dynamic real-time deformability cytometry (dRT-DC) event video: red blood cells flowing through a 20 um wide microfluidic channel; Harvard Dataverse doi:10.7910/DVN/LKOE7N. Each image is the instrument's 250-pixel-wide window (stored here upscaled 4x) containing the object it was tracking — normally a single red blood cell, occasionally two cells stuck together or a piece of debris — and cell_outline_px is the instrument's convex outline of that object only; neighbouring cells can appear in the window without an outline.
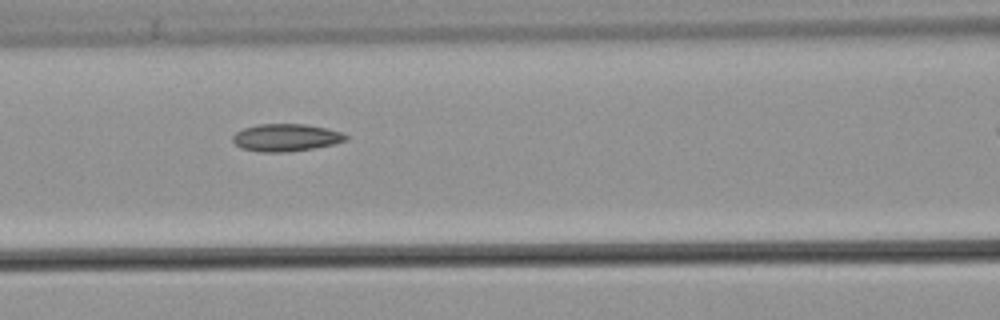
{"species": "common noctule bat (a hibernating species)", "species_latin": "Nyctalus noctula", "temperature_condition": "warm", "stored_images_in_passage": 32, "camera_frame_rate_fps": 3000, "um_per_image_px": 0.085, "animal": {"sex": "male", "body_mass_g": 21.5, "forearm_length_mm": 52.0}, "frame": {"image": 1, "passage_image": 10, "time_ms": 3.0, "image_size_px": [1000, 320], "cell_outline_px": [[348, 140], [336, 144], [312, 148], [284, 152], [260, 152], [240, 148], [232, 140], [232, 136], [236, 132], [244, 128], [256, 124], [304, 124], [328, 128], [340, 132], [348, 136]], "centroid_in_image_um": [24.31, 11.69], "position_along_channel_um": 142.3, "area_um2": 18.15}}
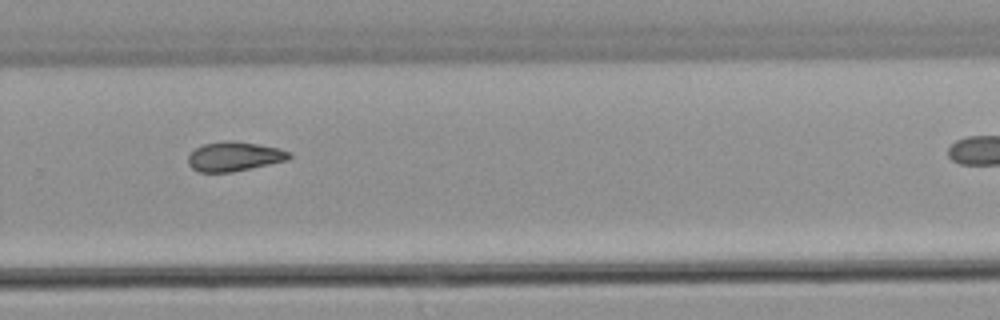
{"frame": {"image": 2, "passage_image": 23, "time_ms": 7.333, "image_size_px": [1000, 320], "cell_outline_px": [[292, 156], [288, 160], [232, 172], [200, 172], [192, 168], [188, 164], [188, 156], [196, 148], [204, 144], [232, 140], [280, 148], [292, 152]], "centroid_in_image_um": [19.94, 13.3], "position_along_channel_um": 309.9, "area_um2": 17.22}}